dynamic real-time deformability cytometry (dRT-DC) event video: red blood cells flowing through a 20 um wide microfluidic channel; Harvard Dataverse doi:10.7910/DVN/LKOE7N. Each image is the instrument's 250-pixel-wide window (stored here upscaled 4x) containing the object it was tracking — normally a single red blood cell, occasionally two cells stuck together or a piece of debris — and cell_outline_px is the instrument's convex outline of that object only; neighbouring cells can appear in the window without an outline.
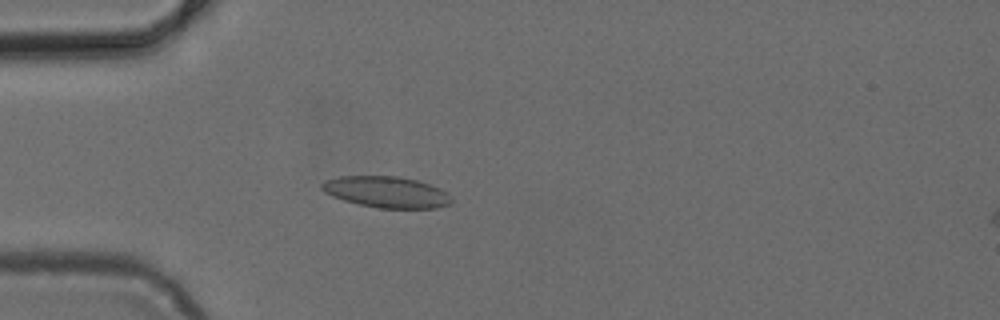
{"species": "common noctule bat (a hibernating species)", "species_latin": "Nyctalus noctula", "temperature_condition": "cold", "stored_images_in_passage": 34, "camera_frame_rate_fps": 3000, "um_per_image_px": 0.085, "animal": {"sex": "female", "body_mass_g": 24.6, "forearm_length_mm": 56.2}, "frame": {"image": 1, "passage_image": 2, "time_ms": 0.333, "image_size_px": [1000, 320], "cell_outline_px": [[452, 204], [436, 208], [376, 208], [344, 200], [332, 196], [324, 192], [320, 188], [320, 184], [324, 180], [340, 176], [400, 176], [416, 180], [440, 188], [452, 196]], "centroid_in_image_um": [32.85, 16.32], "position_along_channel_um": 52.2, "area_um2": 23.76}}
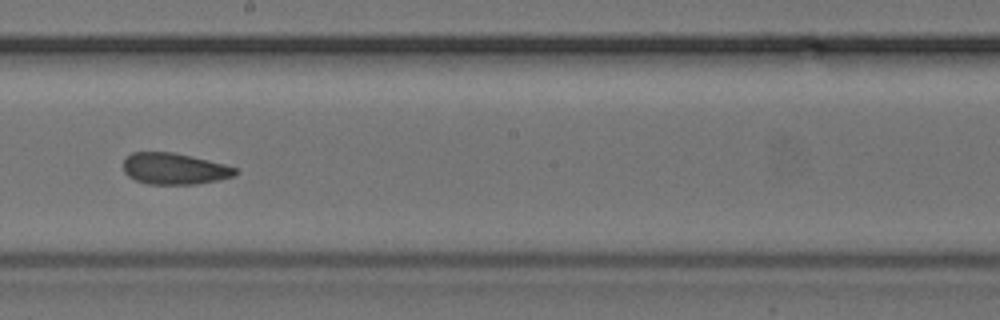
{"frame": {"image": 2, "passage_image": 16, "time_ms": 5.0, "image_size_px": [1000, 320], "cell_outline_px": [[240, 172], [232, 176], [216, 180], [196, 184], [148, 184], [136, 180], [128, 176], [124, 172], [124, 160], [132, 152], [176, 152], [240, 168]], "centroid_in_image_um": [14.85, 14.33], "position_along_channel_um": 233.4, "area_um2": 20.52}}
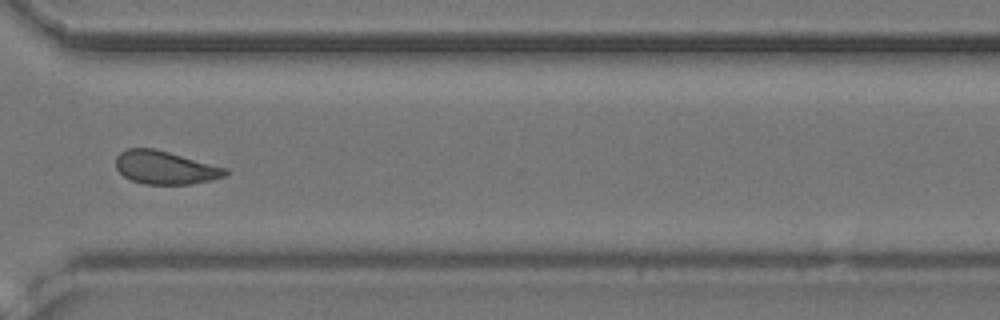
{"frame": {"image": 3, "passage_image": 25, "time_ms": 8.0, "image_size_px": [1000, 320], "cell_outline_px": [[228, 172], [224, 176], [212, 180], [188, 184], [144, 184], [132, 180], [124, 176], [116, 168], [116, 156], [120, 152], [128, 148], [152, 148], [168, 152], [228, 168]], "centroid_in_image_um": [14.03, 14.24], "position_along_channel_um": 356.6, "area_um2": 21.04}}